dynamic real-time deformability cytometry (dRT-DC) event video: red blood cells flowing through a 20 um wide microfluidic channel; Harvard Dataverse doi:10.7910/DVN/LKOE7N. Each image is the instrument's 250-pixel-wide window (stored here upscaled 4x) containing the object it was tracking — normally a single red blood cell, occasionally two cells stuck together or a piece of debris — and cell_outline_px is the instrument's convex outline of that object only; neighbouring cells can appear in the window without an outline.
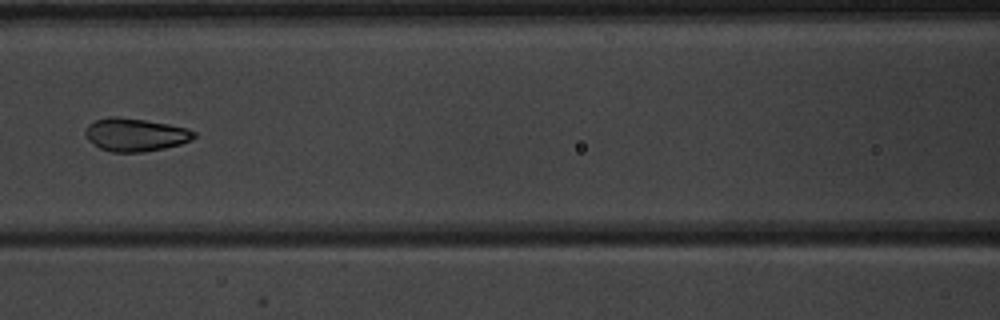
{"species": "common noctule bat (a hibernating species)", "species_latin": "Nyctalus noctula", "temperature_condition": "warm", "stored_images_in_passage": 7, "camera_frame_rate_fps": 3000, "um_per_image_px": 0.085, "animal": {"sex": "male", "body_mass_g": 20.1, "forearm_length_mm": 53.5}, "frame": {"image": 1, "passage_image": 7, "time_ms": 7.0, "image_size_px": [1000, 320], "cell_outline_px": [[196, 136], [192, 140], [180, 144], [164, 148], [144, 152], [112, 152], [100, 148], [88, 140], [84, 136], [84, 128], [88, 124], [96, 120], [112, 116], [116, 116], [144, 120], [168, 124], [188, 128], [196, 132]], "centroid_in_image_um": [11.49, 11.45], "position_along_channel_um": 155.1, "area_um2": 21.04}}